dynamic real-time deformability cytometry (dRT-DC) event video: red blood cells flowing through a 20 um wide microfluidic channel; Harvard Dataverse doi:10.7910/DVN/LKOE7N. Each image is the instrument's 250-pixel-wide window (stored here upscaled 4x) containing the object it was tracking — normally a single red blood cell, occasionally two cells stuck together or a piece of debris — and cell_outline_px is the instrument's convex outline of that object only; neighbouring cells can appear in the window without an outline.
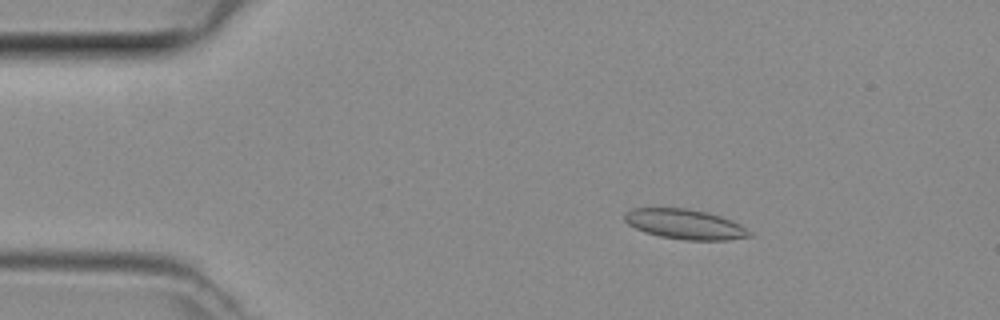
{"species": "common noctule bat (a hibernating species)", "species_latin": "Nyctalus noctula", "temperature_condition": "room temperature", "stored_images_in_passage": 47, "camera_frame_rate_fps": 3000, "um_per_image_px": 0.085, "animal": {"sex": "female", "body_mass_g": 29.2, "forearm_length_mm": 56.3}, "frame": {"image": 1, "passage_image": 7, "time_ms": 2.0, "image_size_px": [1000, 320], "cell_outline_px": [[752, 236], [728, 240], [684, 240], [660, 236], [644, 232], [628, 224], [624, 220], [624, 212], [632, 208], [688, 208], [708, 212], [732, 220], [740, 224], [752, 232]], "centroid_in_image_um": [58.23, 19.05], "position_along_channel_um": 26.8, "area_um2": 21.96}}
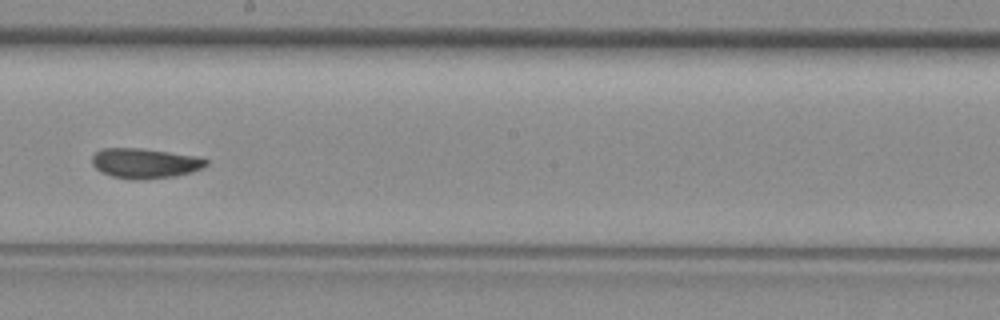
{"frame": {"image": 2, "passage_image": 26, "time_ms": 8.333, "image_size_px": [1000, 320], "cell_outline_px": [[208, 164], [204, 168], [192, 172], [176, 176], [144, 180], [132, 180], [112, 176], [100, 172], [92, 164], [92, 156], [100, 148], [140, 148], [200, 156], [208, 160]], "centroid_in_image_um": [12.35, 13.88], "position_along_channel_um": 235.9, "area_um2": 20.35}}
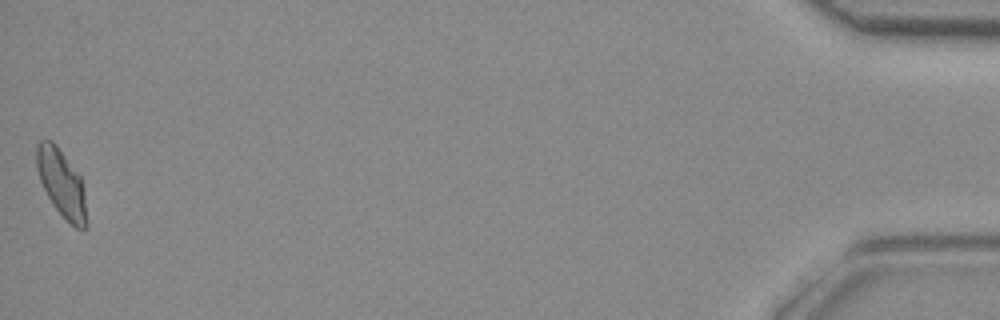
{"frame": {"image": 3, "passage_image": 47, "time_ms": 15.333, "image_size_px": [1000, 320], "cell_outline_px": [[88, 224], [84, 228], [76, 228], [52, 204], [40, 180], [36, 164], [36, 144], [40, 140], [52, 140], [56, 144], [80, 176], [84, 196]], "centroid_in_image_um": [5.22, 15.54], "position_along_channel_um": 430.0, "area_um2": 19.25}}